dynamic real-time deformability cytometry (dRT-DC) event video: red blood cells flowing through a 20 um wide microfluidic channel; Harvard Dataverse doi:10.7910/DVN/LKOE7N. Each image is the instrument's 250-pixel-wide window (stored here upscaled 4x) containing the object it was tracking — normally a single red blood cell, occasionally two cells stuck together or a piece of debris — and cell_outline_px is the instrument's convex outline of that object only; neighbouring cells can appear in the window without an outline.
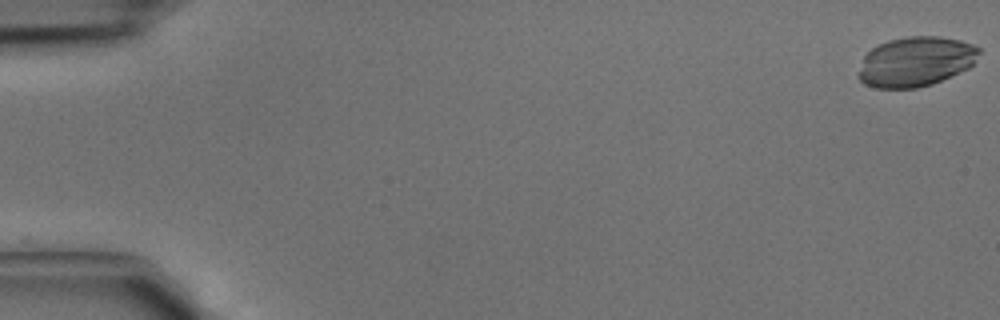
{"species": "common noctule bat (a hibernating species)", "species_latin": "Nyctalus noctula", "temperature_condition": "cold", "stored_images_in_passage": 43, "camera_frame_rate_fps": 3000, "um_per_image_px": 0.085, "animal": {"sex": "male", "body_mass_g": 15.6}, "frame": {"image": 1, "passage_image": 1, "time_ms": 0.0, "image_size_px": [1000, 320], "cell_outline_px": [[980, 52], [972, 64], [968, 68], [932, 84], [916, 88], [876, 88], [864, 84], [860, 80], [860, 72], [864, 56], [872, 48], [888, 40], [908, 36], [940, 36], [960, 40], [972, 44], [980, 48]], "centroid_in_image_um": [77.85, 5.23], "position_along_channel_um": 7.2, "area_um2": 34.68}}
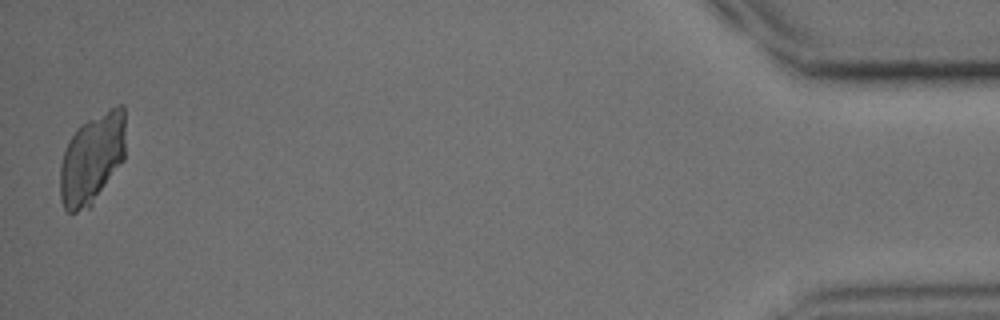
{"frame": {"image": 2, "passage_image": 43, "time_ms": 14.0, "image_size_px": [1000, 320], "cell_outline_px": [[124, 160], [92, 204], [88, 208], [76, 212], [68, 212], [64, 208], [60, 200], [60, 164], [64, 148], [68, 140], [76, 128], [80, 124], [116, 104], [124, 104]], "centroid_in_image_um": [7.8, 13.47], "position_along_channel_um": 427.4, "area_um2": 34.74}}